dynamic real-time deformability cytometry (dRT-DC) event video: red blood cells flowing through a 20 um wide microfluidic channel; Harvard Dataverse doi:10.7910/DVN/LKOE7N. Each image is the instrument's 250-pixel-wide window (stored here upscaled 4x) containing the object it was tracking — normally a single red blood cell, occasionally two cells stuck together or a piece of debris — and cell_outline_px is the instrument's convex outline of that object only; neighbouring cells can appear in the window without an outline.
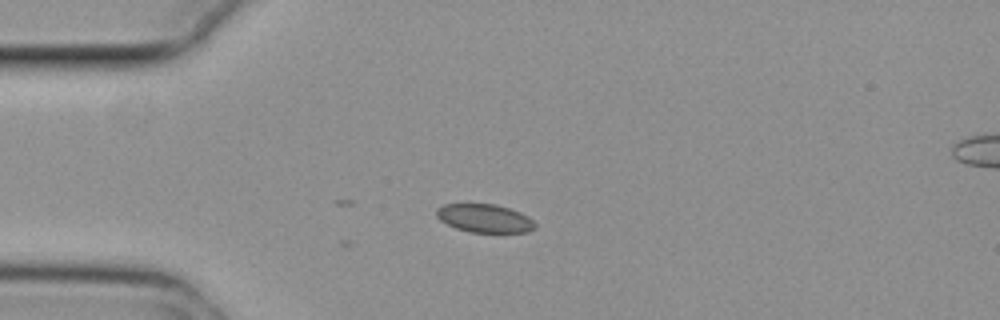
{"species": "common noctule bat (a hibernating species)", "species_latin": "Nyctalus noctula", "temperature_condition": "cold", "stored_images_in_passage": 5, "camera_frame_rate_fps": 3000, "um_per_image_px": 0.085, "animal": {"sex": "female", "body_mass_g": 29.2, "forearm_length_mm": 56.3}, "frame": {"image": 1, "passage_image": 1, "time_ms": 0.0, "image_size_px": [1000, 320], "cell_outline_px": [[536, 228], [528, 232], [468, 232], [456, 228], [440, 220], [436, 216], [436, 208], [444, 204], [496, 204], [520, 212], [528, 216], [536, 224]], "centroid_in_image_um": [41.19, 18.55], "position_along_channel_um": 43.8, "area_um2": 16.3}}